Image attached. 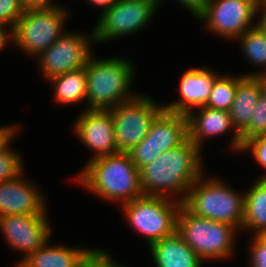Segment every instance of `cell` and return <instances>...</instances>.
<instances>
[{
	"label": "cell",
	"instance_id": "cell-27",
	"mask_svg": "<svg viewBox=\"0 0 266 267\" xmlns=\"http://www.w3.org/2000/svg\"><path fill=\"white\" fill-rule=\"evenodd\" d=\"M24 11L19 0H0V25L14 28Z\"/></svg>",
	"mask_w": 266,
	"mask_h": 267
},
{
	"label": "cell",
	"instance_id": "cell-38",
	"mask_svg": "<svg viewBox=\"0 0 266 267\" xmlns=\"http://www.w3.org/2000/svg\"><path fill=\"white\" fill-rule=\"evenodd\" d=\"M266 70V68H265ZM245 76H258L260 78L263 94L266 96V72L247 73Z\"/></svg>",
	"mask_w": 266,
	"mask_h": 267
},
{
	"label": "cell",
	"instance_id": "cell-29",
	"mask_svg": "<svg viewBox=\"0 0 266 267\" xmlns=\"http://www.w3.org/2000/svg\"><path fill=\"white\" fill-rule=\"evenodd\" d=\"M127 153L138 169L151 163L161 155L158 153V150L152 146H135Z\"/></svg>",
	"mask_w": 266,
	"mask_h": 267
},
{
	"label": "cell",
	"instance_id": "cell-3",
	"mask_svg": "<svg viewBox=\"0 0 266 267\" xmlns=\"http://www.w3.org/2000/svg\"><path fill=\"white\" fill-rule=\"evenodd\" d=\"M124 58L95 59L85 67L87 76L86 109H110L136 96L129 92L135 70Z\"/></svg>",
	"mask_w": 266,
	"mask_h": 267
},
{
	"label": "cell",
	"instance_id": "cell-33",
	"mask_svg": "<svg viewBox=\"0 0 266 267\" xmlns=\"http://www.w3.org/2000/svg\"><path fill=\"white\" fill-rule=\"evenodd\" d=\"M184 6V8L188 9L192 15L195 17H199L205 8L206 2L204 0H177Z\"/></svg>",
	"mask_w": 266,
	"mask_h": 267
},
{
	"label": "cell",
	"instance_id": "cell-34",
	"mask_svg": "<svg viewBox=\"0 0 266 267\" xmlns=\"http://www.w3.org/2000/svg\"><path fill=\"white\" fill-rule=\"evenodd\" d=\"M5 26L6 25H0V51H2L5 46H7L6 44H8L9 41L14 42V28L10 27L9 30H6Z\"/></svg>",
	"mask_w": 266,
	"mask_h": 267
},
{
	"label": "cell",
	"instance_id": "cell-15",
	"mask_svg": "<svg viewBox=\"0 0 266 267\" xmlns=\"http://www.w3.org/2000/svg\"><path fill=\"white\" fill-rule=\"evenodd\" d=\"M219 76L207 68H189L181 77L179 91L182 98L164 105V109L173 113L187 115L195 108L206 106L214 82Z\"/></svg>",
	"mask_w": 266,
	"mask_h": 267
},
{
	"label": "cell",
	"instance_id": "cell-39",
	"mask_svg": "<svg viewBox=\"0 0 266 267\" xmlns=\"http://www.w3.org/2000/svg\"><path fill=\"white\" fill-rule=\"evenodd\" d=\"M257 7H266V0H257Z\"/></svg>",
	"mask_w": 266,
	"mask_h": 267
},
{
	"label": "cell",
	"instance_id": "cell-1",
	"mask_svg": "<svg viewBox=\"0 0 266 267\" xmlns=\"http://www.w3.org/2000/svg\"><path fill=\"white\" fill-rule=\"evenodd\" d=\"M200 153L201 150L187 138L140 168L143 194L172 199L179 195L177 200L182 203L188 190L204 172Z\"/></svg>",
	"mask_w": 266,
	"mask_h": 267
},
{
	"label": "cell",
	"instance_id": "cell-36",
	"mask_svg": "<svg viewBox=\"0 0 266 267\" xmlns=\"http://www.w3.org/2000/svg\"><path fill=\"white\" fill-rule=\"evenodd\" d=\"M119 0H89L95 6L103 8L102 12L112 7Z\"/></svg>",
	"mask_w": 266,
	"mask_h": 267
},
{
	"label": "cell",
	"instance_id": "cell-4",
	"mask_svg": "<svg viewBox=\"0 0 266 267\" xmlns=\"http://www.w3.org/2000/svg\"><path fill=\"white\" fill-rule=\"evenodd\" d=\"M203 175L188 190L182 205L193 215L241 229L245 195L218 179H206Z\"/></svg>",
	"mask_w": 266,
	"mask_h": 267
},
{
	"label": "cell",
	"instance_id": "cell-18",
	"mask_svg": "<svg viewBox=\"0 0 266 267\" xmlns=\"http://www.w3.org/2000/svg\"><path fill=\"white\" fill-rule=\"evenodd\" d=\"M198 115L190 111L188 119V138L200 149L207 137L222 135L235 130L229 111L215 110L206 106L197 108Z\"/></svg>",
	"mask_w": 266,
	"mask_h": 267
},
{
	"label": "cell",
	"instance_id": "cell-40",
	"mask_svg": "<svg viewBox=\"0 0 266 267\" xmlns=\"http://www.w3.org/2000/svg\"><path fill=\"white\" fill-rule=\"evenodd\" d=\"M151 1H153V2L156 3L158 6H160L159 3H161L160 1H162V0H151Z\"/></svg>",
	"mask_w": 266,
	"mask_h": 267
},
{
	"label": "cell",
	"instance_id": "cell-20",
	"mask_svg": "<svg viewBox=\"0 0 266 267\" xmlns=\"http://www.w3.org/2000/svg\"><path fill=\"white\" fill-rule=\"evenodd\" d=\"M47 241L41 248L24 259L17 267H79L95 250L66 246H48Z\"/></svg>",
	"mask_w": 266,
	"mask_h": 267
},
{
	"label": "cell",
	"instance_id": "cell-6",
	"mask_svg": "<svg viewBox=\"0 0 266 267\" xmlns=\"http://www.w3.org/2000/svg\"><path fill=\"white\" fill-rule=\"evenodd\" d=\"M181 205V202L172 198L143 195L122 204V208L130 226L145 236L151 245L176 231Z\"/></svg>",
	"mask_w": 266,
	"mask_h": 267
},
{
	"label": "cell",
	"instance_id": "cell-5",
	"mask_svg": "<svg viewBox=\"0 0 266 267\" xmlns=\"http://www.w3.org/2000/svg\"><path fill=\"white\" fill-rule=\"evenodd\" d=\"M237 230L233 225L193 215L183 205L178 211L176 231L202 261L229 259Z\"/></svg>",
	"mask_w": 266,
	"mask_h": 267
},
{
	"label": "cell",
	"instance_id": "cell-28",
	"mask_svg": "<svg viewBox=\"0 0 266 267\" xmlns=\"http://www.w3.org/2000/svg\"><path fill=\"white\" fill-rule=\"evenodd\" d=\"M252 151L256 162L266 168V135L256 136L247 140L241 148V151ZM266 180V173L259 178Z\"/></svg>",
	"mask_w": 266,
	"mask_h": 267
},
{
	"label": "cell",
	"instance_id": "cell-30",
	"mask_svg": "<svg viewBox=\"0 0 266 267\" xmlns=\"http://www.w3.org/2000/svg\"><path fill=\"white\" fill-rule=\"evenodd\" d=\"M250 247V267H266V238L253 234Z\"/></svg>",
	"mask_w": 266,
	"mask_h": 267
},
{
	"label": "cell",
	"instance_id": "cell-2",
	"mask_svg": "<svg viewBox=\"0 0 266 267\" xmlns=\"http://www.w3.org/2000/svg\"><path fill=\"white\" fill-rule=\"evenodd\" d=\"M77 177L95 195L121 205L144 195L139 169L125 152L91 159Z\"/></svg>",
	"mask_w": 266,
	"mask_h": 267
},
{
	"label": "cell",
	"instance_id": "cell-23",
	"mask_svg": "<svg viewBox=\"0 0 266 267\" xmlns=\"http://www.w3.org/2000/svg\"><path fill=\"white\" fill-rule=\"evenodd\" d=\"M242 76H219L214 82L213 89L210 94V98L206 104V107L229 111L233 104L238 82L244 77Z\"/></svg>",
	"mask_w": 266,
	"mask_h": 267
},
{
	"label": "cell",
	"instance_id": "cell-37",
	"mask_svg": "<svg viewBox=\"0 0 266 267\" xmlns=\"http://www.w3.org/2000/svg\"><path fill=\"white\" fill-rule=\"evenodd\" d=\"M261 9L262 15L260 17V20L256 23V25L261 29L266 31V7H257V12H259ZM259 10V11H258Z\"/></svg>",
	"mask_w": 266,
	"mask_h": 267
},
{
	"label": "cell",
	"instance_id": "cell-26",
	"mask_svg": "<svg viewBox=\"0 0 266 267\" xmlns=\"http://www.w3.org/2000/svg\"><path fill=\"white\" fill-rule=\"evenodd\" d=\"M20 155L9 147L0 153V182L17 178L23 173Z\"/></svg>",
	"mask_w": 266,
	"mask_h": 267
},
{
	"label": "cell",
	"instance_id": "cell-10",
	"mask_svg": "<svg viewBox=\"0 0 266 267\" xmlns=\"http://www.w3.org/2000/svg\"><path fill=\"white\" fill-rule=\"evenodd\" d=\"M256 14L257 0H210L198 18L217 36L237 39L256 25Z\"/></svg>",
	"mask_w": 266,
	"mask_h": 267
},
{
	"label": "cell",
	"instance_id": "cell-32",
	"mask_svg": "<svg viewBox=\"0 0 266 267\" xmlns=\"http://www.w3.org/2000/svg\"><path fill=\"white\" fill-rule=\"evenodd\" d=\"M15 126H0V153L6 151L10 146L12 137L16 135L18 127Z\"/></svg>",
	"mask_w": 266,
	"mask_h": 267
},
{
	"label": "cell",
	"instance_id": "cell-19",
	"mask_svg": "<svg viewBox=\"0 0 266 267\" xmlns=\"http://www.w3.org/2000/svg\"><path fill=\"white\" fill-rule=\"evenodd\" d=\"M156 267H201L202 260L175 231L150 245Z\"/></svg>",
	"mask_w": 266,
	"mask_h": 267
},
{
	"label": "cell",
	"instance_id": "cell-14",
	"mask_svg": "<svg viewBox=\"0 0 266 267\" xmlns=\"http://www.w3.org/2000/svg\"><path fill=\"white\" fill-rule=\"evenodd\" d=\"M29 182L23 173L17 178L0 182V216L46 214L44 197Z\"/></svg>",
	"mask_w": 266,
	"mask_h": 267
},
{
	"label": "cell",
	"instance_id": "cell-12",
	"mask_svg": "<svg viewBox=\"0 0 266 267\" xmlns=\"http://www.w3.org/2000/svg\"><path fill=\"white\" fill-rule=\"evenodd\" d=\"M46 215H4L0 216V229L7 243L25 254L17 266L29 255L41 248L51 234Z\"/></svg>",
	"mask_w": 266,
	"mask_h": 267
},
{
	"label": "cell",
	"instance_id": "cell-9",
	"mask_svg": "<svg viewBox=\"0 0 266 267\" xmlns=\"http://www.w3.org/2000/svg\"><path fill=\"white\" fill-rule=\"evenodd\" d=\"M151 0H119L98 18L94 27L96 43L109 41L141 30L156 13Z\"/></svg>",
	"mask_w": 266,
	"mask_h": 267
},
{
	"label": "cell",
	"instance_id": "cell-35",
	"mask_svg": "<svg viewBox=\"0 0 266 267\" xmlns=\"http://www.w3.org/2000/svg\"><path fill=\"white\" fill-rule=\"evenodd\" d=\"M19 2L24 6L25 9L45 7L53 3L52 0H19Z\"/></svg>",
	"mask_w": 266,
	"mask_h": 267
},
{
	"label": "cell",
	"instance_id": "cell-17",
	"mask_svg": "<svg viewBox=\"0 0 266 267\" xmlns=\"http://www.w3.org/2000/svg\"><path fill=\"white\" fill-rule=\"evenodd\" d=\"M187 138V116L163 109L152 122L144 140L136 146H152L162 154L180 145Z\"/></svg>",
	"mask_w": 266,
	"mask_h": 267
},
{
	"label": "cell",
	"instance_id": "cell-16",
	"mask_svg": "<svg viewBox=\"0 0 266 267\" xmlns=\"http://www.w3.org/2000/svg\"><path fill=\"white\" fill-rule=\"evenodd\" d=\"M262 93V84L258 76H244L238 82L237 92L229 110L232 125L235 128L230 145L236 151H241L240 134L249 126Z\"/></svg>",
	"mask_w": 266,
	"mask_h": 267
},
{
	"label": "cell",
	"instance_id": "cell-21",
	"mask_svg": "<svg viewBox=\"0 0 266 267\" xmlns=\"http://www.w3.org/2000/svg\"><path fill=\"white\" fill-rule=\"evenodd\" d=\"M245 195L244 219L241 229H251L255 236L266 233V180L257 182Z\"/></svg>",
	"mask_w": 266,
	"mask_h": 267
},
{
	"label": "cell",
	"instance_id": "cell-24",
	"mask_svg": "<svg viewBox=\"0 0 266 267\" xmlns=\"http://www.w3.org/2000/svg\"><path fill=\"white\" fill-rule=\"evenodd\" d=\"M246 57L256 66L266 67V31L257 25L237 38Z\"/></svg>",
	"mask_w": 266,
	"mask_h": 267
},
{
	"label": "cell",
	"instance_id": "cell-25",
	"mask_svg": "<svg viewBox=\"0 0 266 267\" xmlns=\"http://www.w3.org/2000/svg\"><path fill=\"white\" fill-rule=\"evenodd\" d=\"M240 135L242 145L253 137L266 135V96L263 93L257 101L249 126Z\"/></svg>",
	"mask_w": 266,
	"mask_h": 267
},
{
	"label": "cell",
	"instance_id": "cell-8",
	"mask_svg": "<svg viewBox=\"0 0 266 267\" xmlns=\"http://www.w3.org/2000/svg\"><path fill=\"white\" fill-rule=\"evenodd\" d=\"M163 109L164 105L140 94L110 108L118 151L127 153L142 142L152 122Z\"/></svg>",
	"mask_w": 266,
	"mask_h": 267
},
{
	"label": "cell",
	"instance_id": "cell-7",
	"mask_svg": "<svg viewBox=\"0 0 266 267\" xmlns=\"http://www.w3.org/2000/svg\"><path fill=\"white\" fill-rule=\"evenodd\" d=\"M57 4L26 8L14 27V43L26 54L39 55L64 33L66 9Z\"/></svg>",
	"mask_w": 266,
	"mask_h": 267
},
{
	"label": "cell",
	"instance_id": "cell-13",
	"mask_svg": "<svg viewBox=\"0 0 266 267\" xmlns=\"http://www.w3.org/2000/svg\"><path fill=\"white\" fill-rule=\"evenodd\" d=\"M74 132L83 145L95 152L91 159L119 152L109 109H84L77 118Z\"/></svg>",
	"mask_w": 266,
	"mask_h": 267
},
{
	"label": "cell",
	"instance_id": "cell-11",
	"mask_svg": "<svg viewBox=\"0 0 266 267\" xmlns=\"http://www.w3.org/2000/svg\"><path fill=\"white\" fill-rule=\"evenodd\" d=\"M88 39L85 34L63 33L52 45L38 55L40 70L48 79L85 68L91 57V42H95L94 31Z\"/></svg>",
	"mask_w": 266,
	"mask_h": 267
},
{
	"label": "cell",
	"instance_id": "cell-31",
	"mask_svg": "<svg viewBox=\"0 0 266 267\" xmlns=\"http://www.w3.org/2000/svg\"><path fill=\"white\" fill-rule=\"evenodd\" d=\"M114 261L108 251L98 248L81 264V267H122Z\"/></svg>",
	"mask_w": 266,
	"mask_h": 267
},
{
	"label": "cell",
	"instance_id": "cell-22",
	"mask_svg": "<svg viewBox=\"0 0 266 267\" xmlns=\"http://www.w3.org/2000/svg\"><path fill=\"white\" fill-rule=\"evenodd\" d=\"M48 81L55 86L56 101L63 104H74L87 98L86 69L79 68L58 75Z\"/></svg>",
	"mask_w": 266,
	"mask_h": 267
}]
</instances>
